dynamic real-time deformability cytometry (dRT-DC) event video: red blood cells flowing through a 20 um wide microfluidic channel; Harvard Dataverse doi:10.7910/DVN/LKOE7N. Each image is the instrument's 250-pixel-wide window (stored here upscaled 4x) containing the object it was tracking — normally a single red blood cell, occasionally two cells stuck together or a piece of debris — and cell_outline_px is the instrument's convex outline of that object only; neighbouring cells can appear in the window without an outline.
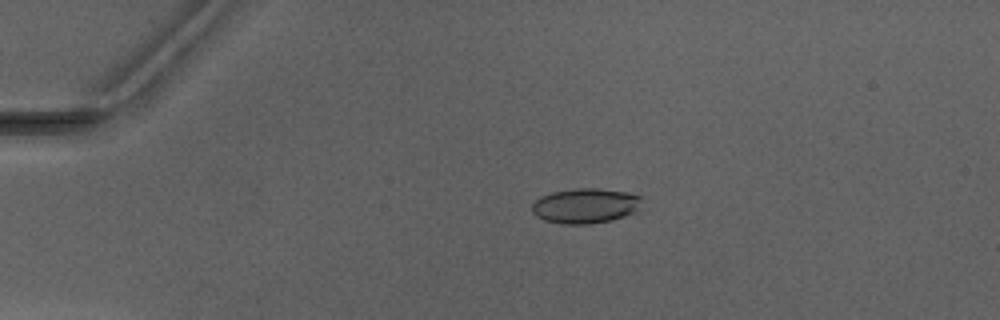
{"species": "Egyptian fruit bat (a non-hibernating species)", "species_latin": "Rousettus aegyptiacus", "temperature_condition": "warm", "stored_images_in_passage": 6, "camera_frame_rate_fps": 3000, "um_per_image_px": 0.085, "animal": {"sex": "male"}, "frame": {"image": 1, "passage_image": 4, "time_ms": 3.667, "image_size_px": [1000, 320], "cell_outline_px": [[640, 208], [636, 212], [612, 220], [588, 224], [564, 224], [544, 220], [536, 216], [532, 212], [532, 204], [536, 200], [552, 192], [576, 188], [600, 188], [628, 192], [640, 196]], "centroid_in_image_um": [49.77, 17.49], "position_along_channel_um": 35.2, "area_um2": 22.43}}
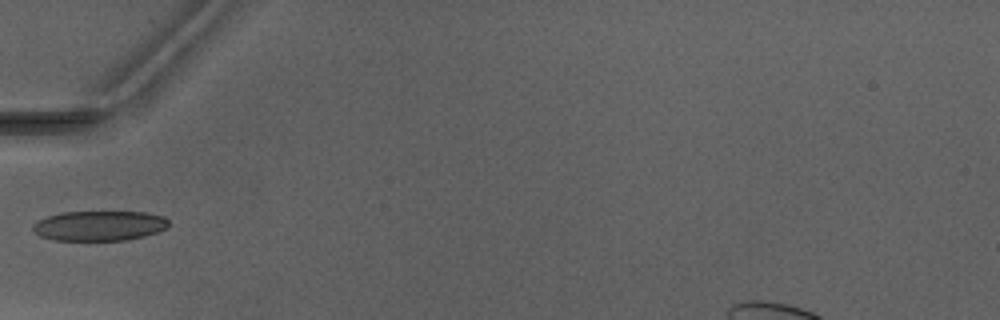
{"frame": {"image": 2, "passage_image": 6, "time_ms": 6.0, "image_size_px": [1000, 320], "cell_outline_px": [[168, 228], [144, 236], [124, 240], [52, 240], [40, 236], [32, 228], [32, 224], [36, 220], [48, 216], [64, 212], [148, 212], [164, 216], [168, 220]], "centroid_in_image_um": [8.44, 19.18], "position_along_channel_um": 76.6, "area_um2": 23.76}}